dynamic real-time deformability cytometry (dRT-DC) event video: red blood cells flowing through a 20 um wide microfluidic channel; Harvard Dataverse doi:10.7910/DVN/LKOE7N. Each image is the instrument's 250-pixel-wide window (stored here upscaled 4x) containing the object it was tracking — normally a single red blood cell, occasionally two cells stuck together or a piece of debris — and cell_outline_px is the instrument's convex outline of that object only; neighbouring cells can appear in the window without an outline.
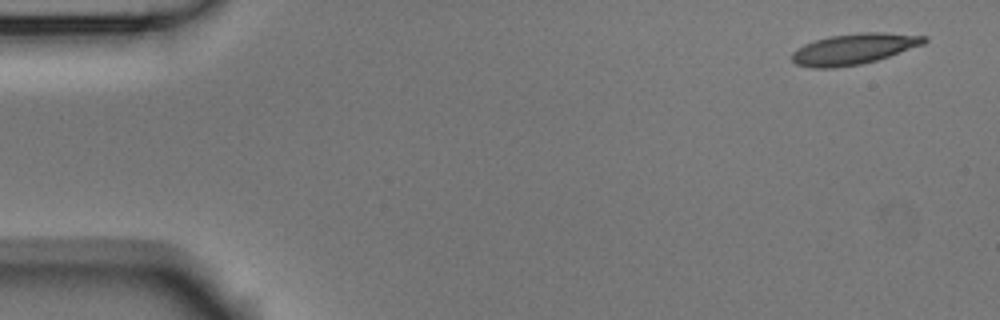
{"species": "Egyptian fruit bat (a non-hibernating species)", "species_latin": "Rousettus aegyptiacus", "temperature_condition": "room temperature", "stored_images_in_passage": 1, "camera_frame_rate_fps": 3000, "um_per_image_px": 0.085, "animal": {"sex": "male"}, "frame": {"image": 1, "passage_image": 1, "time_ms": 0.0, "image_size_px": [1000, 320], "cell_outline_px": [[928, 40], [924, 44], [876, 60], [860, 64], [832, 68], [812, 68], [796, 64], [792, 60], [792, 52], [804, 44], [816, 40], [832, 36], [860, 32], [884, 32], [928, 36]], "centroid_in_image_um": [72.59, 4.15], "position_along_channel_um": 12.4, "area_um2": 23.58}}